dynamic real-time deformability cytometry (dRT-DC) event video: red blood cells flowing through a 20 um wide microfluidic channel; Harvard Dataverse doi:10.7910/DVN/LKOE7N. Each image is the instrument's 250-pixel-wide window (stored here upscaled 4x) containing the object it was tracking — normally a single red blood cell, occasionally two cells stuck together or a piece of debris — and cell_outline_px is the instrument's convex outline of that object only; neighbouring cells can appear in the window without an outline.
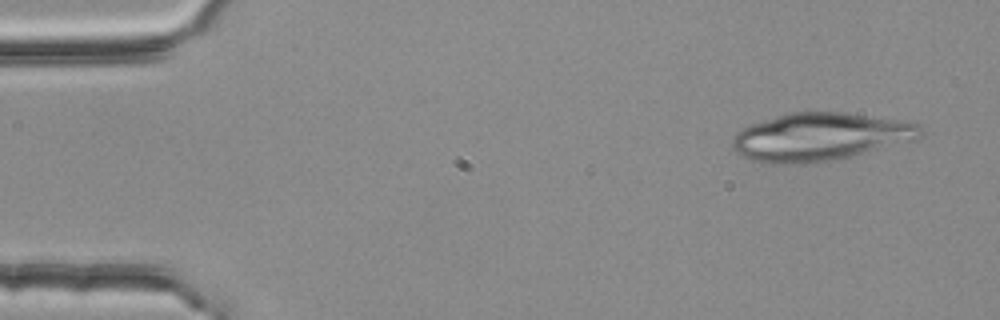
{"species": "common noctule bat (a hibernating species)", "species_latin": "Nyctalus noctula", "temperature_condition": "room temperature", "stored_images_in_passage": 3, "camera_frame_rate_fps": 3000, "um_per_image_px": 0.085, "animal": {"sex": "female", "body_mass_g": 25.1}, "frame": {"image": 1, "passage_image": 1, "time_ms": 0.0, "image_size_px": [1000, 320], "cell_outline_px": [[924, 136], [920, 140], [848, 156], [828, 160], [804, 164], [768, 164], [752, 160], [736, 152], [732, 148], [732, 140], [736, 132], [752, 124], [792, 112], [840, 112], [904, 120], [920, 124], [924, 132]], "centroid_in_image_um": [69.78, 11.63], "position_along_channel_um": 15.2, "area_um2": 52.54}}